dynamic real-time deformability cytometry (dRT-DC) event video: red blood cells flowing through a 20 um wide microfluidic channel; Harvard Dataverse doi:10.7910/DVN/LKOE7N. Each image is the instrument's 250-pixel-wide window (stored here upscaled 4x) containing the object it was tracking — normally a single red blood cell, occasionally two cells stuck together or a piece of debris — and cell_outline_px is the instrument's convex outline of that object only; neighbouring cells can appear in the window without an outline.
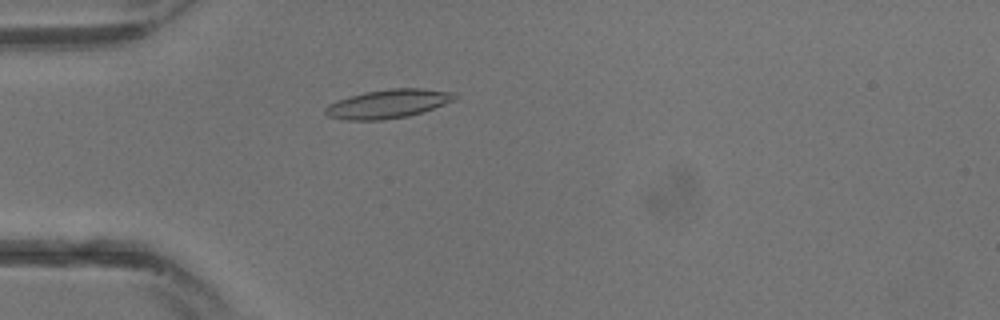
{"species": "common noctule bat (a hibernating species)", "species_latin": "Nyctalus noctula", "temperature_condition": "warm", "stored_images_in_passage": 13, "camera_frame_rate_fps": 3000, "um_per_image_px": 0.085, "animal": {"sex": "male", "body_mass_g": 13.3}, "frame": {"image": 1, "passage_image": 5, "time_ms": 1.333, "image_size_px": [1000, 320], "cell_outline_px": [[460, 96], [456, 100], [424, 112], [408, 116], [380, 120], [344, 120], [328, 116], [324, 112], [324, 108], [328, 104], [348, 96], [364, 92], [392, 88], [420, 88], [456, 92]], "centroid_in_image_um": [33.03, 8.82], "position_along_channel_um": 52.0, "area_um2": 22.02}}
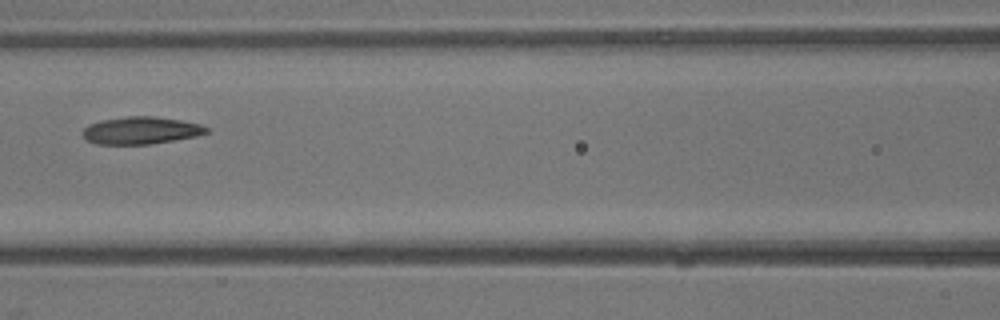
{"frame": {"image": 2, "passage_image": 10, "time_ms": 3.0, "image_size_px": [1000, 320], "cell_outline_px": [[208, 132], [196, 136], [148, 144], [96, 144], [88, 140], [80, 132], [88, 124], [100, 120], [128, 116], [152, 116], [180, 120], [200, 124], [208, 128]], "centroid_in_image_um": [11.93, 11.08], "position_along_channel_um": 154.7, "area_um2": 19.59}}
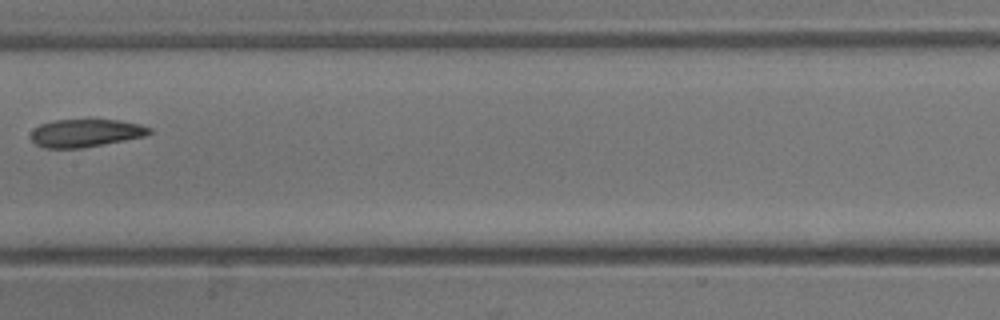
{"frame": {"image": 3, "passage_image": 12, "time_ms": 3.667, "image_size_px": [1000, 320], "cell_outline_px": [[152, 132], [144, 136], [84, 148], [44, 148], [36, 144], [32, 140], [32, 128], [40, 124], [52, 120], [120, 120], [140, 124], [152, 128]], "centroid_in_image_um": [7.27, 11.3], "position_along_channel_um": 200.1, "area_um2": 19.25}}